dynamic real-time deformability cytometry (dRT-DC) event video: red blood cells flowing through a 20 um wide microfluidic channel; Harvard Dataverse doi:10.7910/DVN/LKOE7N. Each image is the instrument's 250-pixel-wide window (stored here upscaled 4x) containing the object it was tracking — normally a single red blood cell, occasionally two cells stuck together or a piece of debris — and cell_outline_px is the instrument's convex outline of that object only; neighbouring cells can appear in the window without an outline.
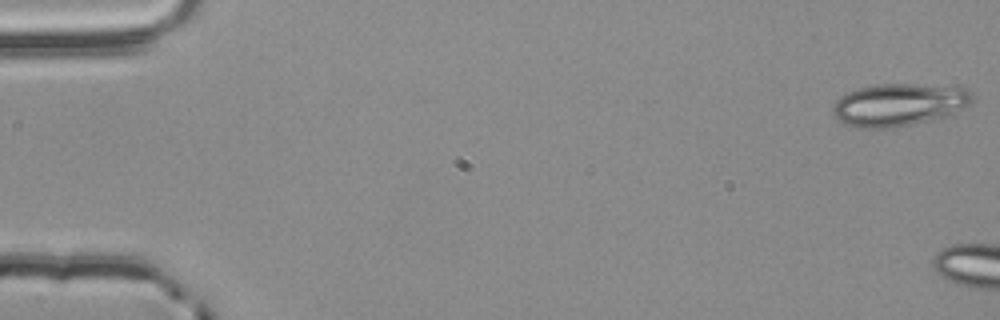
{"species": "common noctule bat (a hibernating species)", "species_latin": "Nyctalus noctula", "temperature_condition": "room temperature", "stored_images_in_passage": 5, "camera_frame_rate_fps": 3000, "um_per_image_px": 0.085, "animal": {"sex": "male", "body_mass_g": 20.4}, "frame": {"image": 1, "passage_image": 1, "time_ms": 0.0, "image_size_px": [1000, 320], "cell_outline_px": [[972, 100], [968, 104], [952, 116], [892, 128], [856, 128], [844, 124], [832, 112], [832, 104], [840, 96], [848, 92], [860, 88], [880, 84], [912, 84], [968, 88], [972, 92]], "centroid_in_image_um": [76.41, 8.91], "position_along_channel_um": 8.6, "area_um2": 34.74}}